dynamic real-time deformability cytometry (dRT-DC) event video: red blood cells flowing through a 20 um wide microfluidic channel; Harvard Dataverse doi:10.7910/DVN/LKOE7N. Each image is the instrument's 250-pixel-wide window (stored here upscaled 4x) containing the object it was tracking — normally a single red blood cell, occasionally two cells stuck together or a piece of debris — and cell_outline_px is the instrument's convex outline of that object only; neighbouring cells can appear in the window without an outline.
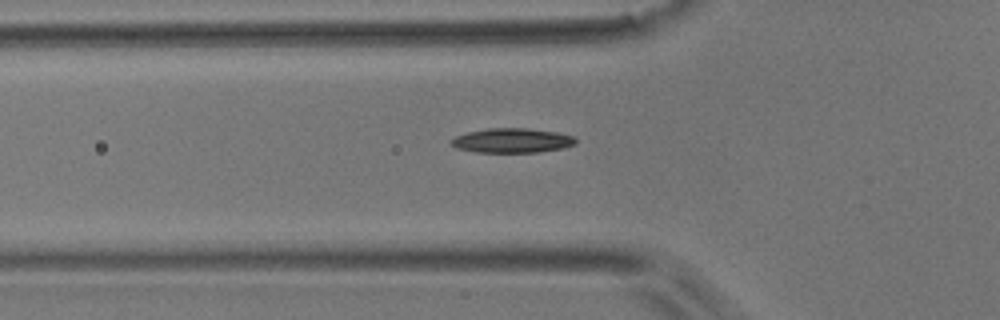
{"species": "common noctule bat (a hibernating species)", "species_latin": "Nyctalus noctula", "temperature_condition": "room temperature", "stored_images_in_passage": 41, "camera_frame_rate_fps": 3000, "um_per_image_px": 0.085, "animal": {"sex": "male", "body_mass_g": 17.9}, "frame": {"image": 1, "passage_image": 3, "time_ms": 0.667, "image_size_px": [1000, 320], "cell_outline_px": [[576, 144], [560, 148], [536, 152], [476, 152], [456, 148], [448, 140], [456, 136], [468, 132], [488, 128], [524, 128], [556, 132], [572, 136], [576, 140]], "centroid_in_image_um": [43.48, 11.94], "position_along_channel_um": 82.3, "area_um2": 17.57}}
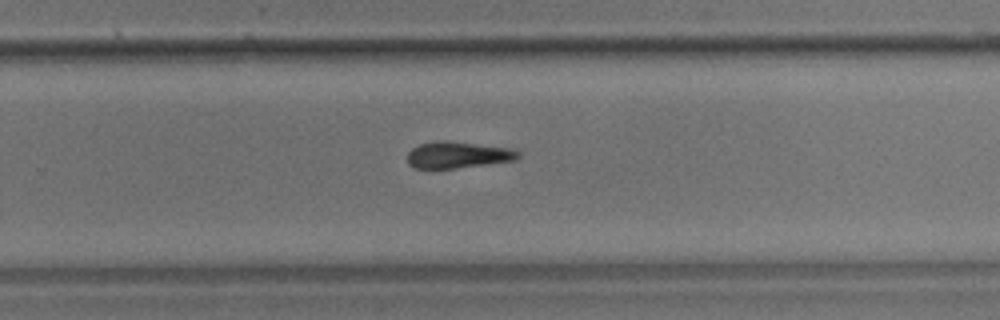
{"frame": {"image": 2, "passage_image": 20, "time_ms": 6.333, "image_size_px": [1000, 320], "cell_outline_px": [[520, 156], [516, 160], [456, 168], [412, 168], [408, 164], [408, 152], [412, 148], [420, 144], [440, 140], [444, 140], [512, 148], [520, 152]], "centroid_in_image_um": [38.92, 13.16], "position_along_channel_um": 290.9, "area_um2": 17.11}}
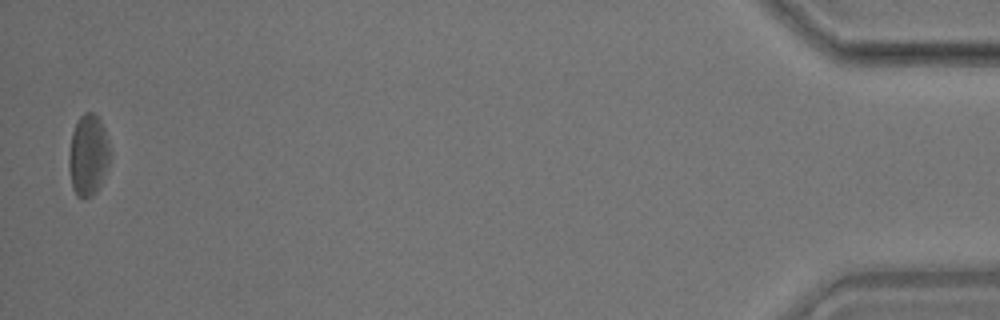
{"frame": {"image": 3, "passage_image": 39, "time_ms": 12.667, "image_size_px": [1000, 320], "cell_outline_px": [[112, 156], [96, 192], [92, 196], [84, 200], [76, 196], [72, 188], [68, 164], [68, 160], [72, 132], [76, 120], [84, 112], [92, 112], [100, 120], [104, 128], [112, 152]], "centroid_in_image_um": [7.5, 13.2], "position_along_channel_um": 427.7, "area_um2": 19.83}, "authors_computed_cell_mechanics": {"area_um2": 18.207, "velocity_mm_per_s": 3.709, "shape_relaxation_time_tau1_ms": 2.3828, "shape_relaxation_time_tau2_ms": null, "deformation_change_tau1": 0.0631, "deformation_change_tau2": null}}